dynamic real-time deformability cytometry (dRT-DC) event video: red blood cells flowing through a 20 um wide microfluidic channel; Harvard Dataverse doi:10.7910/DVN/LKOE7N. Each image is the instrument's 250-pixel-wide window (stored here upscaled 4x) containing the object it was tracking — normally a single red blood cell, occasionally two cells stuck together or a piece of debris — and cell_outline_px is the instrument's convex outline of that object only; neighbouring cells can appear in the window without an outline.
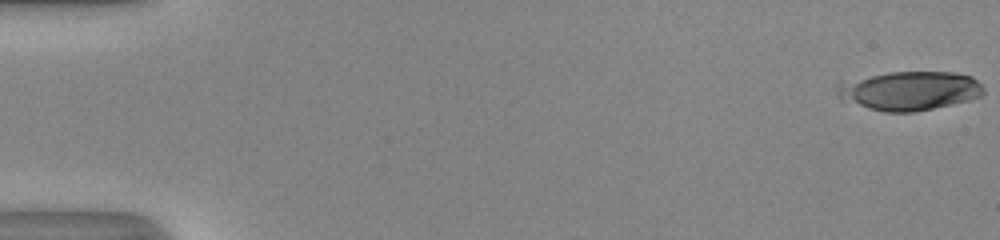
{"species": "human", "species_latin": "Homo sapiens", "temperature_condition": "room temperature", "stored_images_in_passage": 11, "camera_frame_rate_fps": 3000, "um_per_image_px": 0.085, "donor": {"sex": "male"}, "frame": {"image": 1, "passage_image": 1, "time_ms": 0.0, "image_size_px": [1000, 240], "cell_outline_px": [[984, 92], [980, 96], [968, 100], [932, 108], [912, 112], [884, 112], [868, 108], [840, 100], [832, 88], [836, 80], [888, 72], [952, 72], [972, 76], [984, 88]], "centroid_in_image_um": [77.15, 7.69], "position_along_channel_um": 7.9, "area_um2": 33.93}}